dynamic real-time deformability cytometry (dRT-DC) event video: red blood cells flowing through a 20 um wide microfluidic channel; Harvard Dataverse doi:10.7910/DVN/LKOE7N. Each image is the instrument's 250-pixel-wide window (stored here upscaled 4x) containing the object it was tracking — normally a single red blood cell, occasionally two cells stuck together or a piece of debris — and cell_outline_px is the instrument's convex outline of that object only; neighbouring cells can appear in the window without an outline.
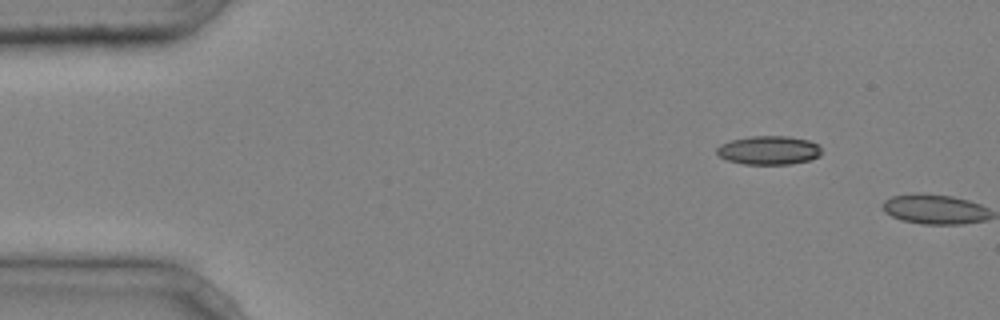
{"species": "common noctule bat (a hibernating species)", "species_latin": "Nyctalus noctula", "temperature_condition": "cold", "stored_images_in_passage": 2, "camera_frame_rate_fps": 3000, "um_per_image_px": 0.085, "animal": {"sex": "male", "body_mass_g": 20.4}, "frame": {"image": 1, "passage_image": 1, "time_ms": 0.0, "image_size_px": [1000, 320], "cell_outline_px": [[820, 156], [812, 160], [788, 164], [744, 164], [728, 160], [720, 156], [716, 152], [716, 148], [720, 144], [728, 140], [748, 136], [788, 136], [808, 140], [820, 144]], "centroid_in_image_um": [65.35, 12.76], "position_along_channel_um": 19.7, "area_um2": 17.74}}